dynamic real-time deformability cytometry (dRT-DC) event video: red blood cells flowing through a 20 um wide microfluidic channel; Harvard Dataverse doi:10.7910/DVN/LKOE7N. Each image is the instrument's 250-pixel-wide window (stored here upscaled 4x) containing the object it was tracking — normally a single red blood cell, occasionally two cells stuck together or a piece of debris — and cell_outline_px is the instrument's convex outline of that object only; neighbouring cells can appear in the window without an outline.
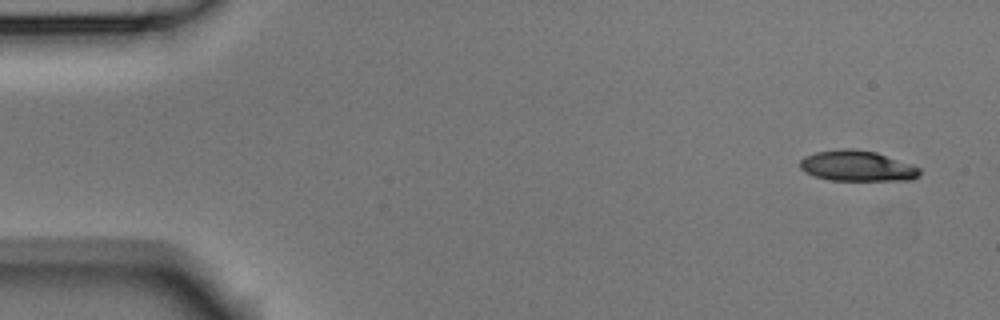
{"species": "Egyptian fruit bat (a non-hibernating species)", "species_latin": "Rousettus aegyptiacus", "temperature_condition": "room temperature", "stored_images_in_passage": 8, "camera_frame_rate_fps": 3000, "um_per_image_px": 0.085, "animal": {"sex": "male"}, "frame": {"image": 1, "passage_image": 1, "time_ms": 0.0, "image_size_px": [1000, 320], "cell_outline_px": [[920, 176], [912, 180], [828, 180], [804, 172], [800, 168], [800, 160], [804, 156], [816, 152], [840, 148], [852, 148], [876, 152], [912, 164], [920, 168]], "centroid_in_image_um": [72.86, 14.1], "position_along_channel_um": 12.1, "area_um2": 21.5}}
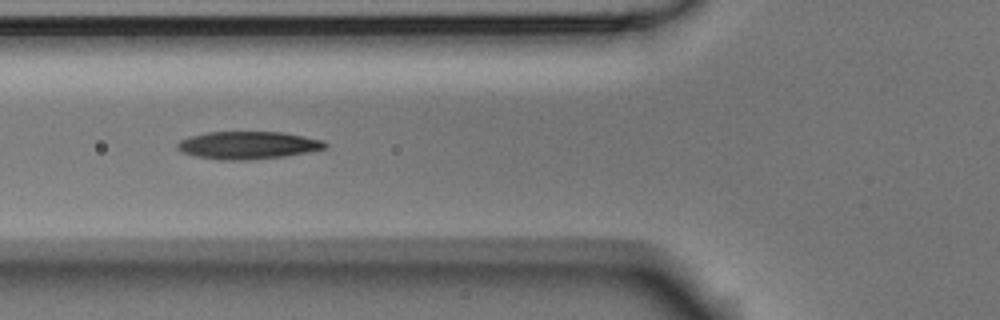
{"frame": {"image": 2, "passage_image": 6, "time_ms": 1.667, "image_size_px": [1000, 320], "cell_outline_px": [[328, 144], [324, 148], [308, 152], [284, 156], [248, 160], [216, 160], [196, 156], [184, 152], [176, 148], [176, 144], [180, 140], [188, 136], [208, 132], [284, 132], [324, 140]], "centroid_in_image_um": [21.06, 12.34], "position_along_channel_um": 104.7, "area_um2": 23.87}}
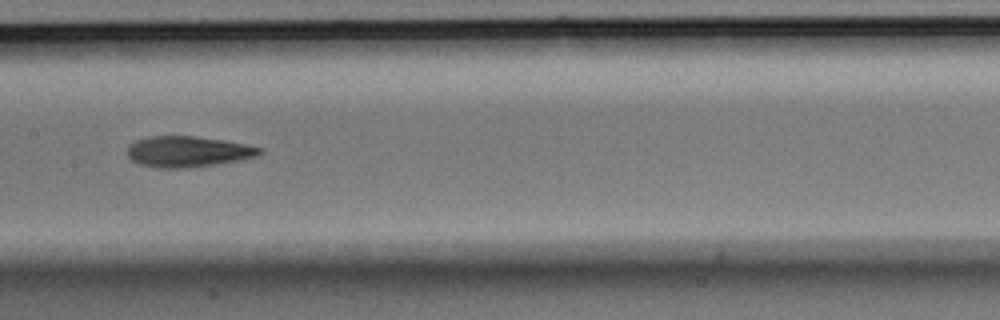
{"frame": {"image": 3, "passage_image": 8, "time_ms": 2.333, "image_size_px": [1000, 320], "cell_outline_px": [[264, 152], [260, 156], [240, 160], [192, 168], [156, 168], [140, 164], [132, 160], [128, 156], [128, 148], [136, 140], [148, 136], [196, 136], [224, 140], [244, 144], [260, 148]], "centroid_in_image_um": [16.0, 12.89], "position_along_channel_um": 191.4, "area_um2": 23.87}}